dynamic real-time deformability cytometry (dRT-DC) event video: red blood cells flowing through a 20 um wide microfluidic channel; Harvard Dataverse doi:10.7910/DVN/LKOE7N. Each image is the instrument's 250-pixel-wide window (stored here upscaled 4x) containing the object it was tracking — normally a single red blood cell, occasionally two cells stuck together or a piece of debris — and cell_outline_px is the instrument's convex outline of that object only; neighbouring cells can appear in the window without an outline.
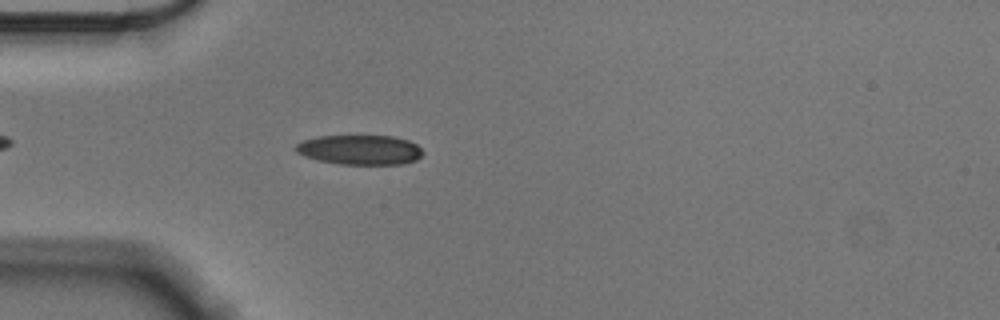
{"species": "Egyptian fruit bat (a non-hibernating species)", "species_latin": "Rousettus aegyptiacus", "temperature_condition": "cold", "stored_images_in_passage": 46, "camera_frame_rate_fps": 3000, "um_per_image_px": 0.085, "animal": {"sex": "male"}, "frame": {"image": 1, "passage_image": 6, "time_ms": 1.667, "image_size_px": [1000, 320], "cell_outline_px": [[424, 152], [416, 160], [400, 164], [340, 164], [316, 160], [304, 156], [296, 152], [296, 144], [304, 140], [316, 136], [392, 136], [408, 140], [416, 144]], "centroid_in_image_um": [30.58, 12.73], "position_along_channel_um": 54.4, "area_um2": 21.96}}
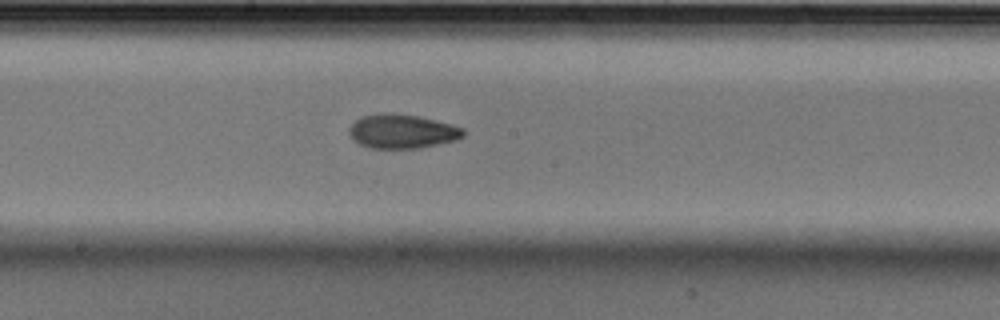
{"frame": {"image": 2, "passage_image": 20, "time_ms": 6.333, "image_size_px": [1000, 320], "cell_outline_px": [[464, 136], [456, 140], [420, 148], [372, 148], [360, 144], [352, 140], [348, 132], [348, 128], [360, 116], [384, 112], [392, 112], [420, 116], [452, 124], [464, 128]], "centroid_in_image_um": [34.17, 11.15], "position_along_channel_um": 214.0, "area_um2": 23.0}}
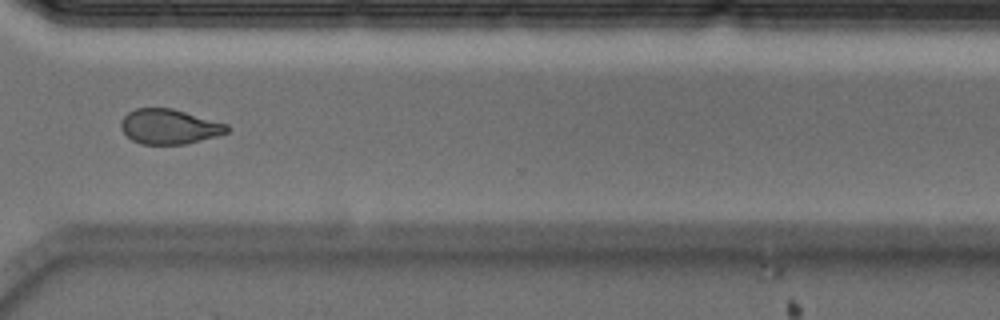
{"frame": {"image": 3, "passage_image": 32, "time_ms": 10.333, "image_size_px": [1000, 320], "cell_outline_px": [[228, 132], [216, 136], [188, 144], [140, 144], [132, 140], [120, 128], [120, 120], [128, 112], [136, 108], [172, 108], [228, 124]], "centroid_in_image_um": [14.37, 10.76], "position_along_channel_um": 356.2, "area_um2": 21.62}, "authors_computed_cell_mechanics": {"area_um2": 22.3397, "velocity_mm_per_s": 3.5643, "shape_relaxation_time_tau1_ms": 4.3913, "shape_relaxation_time_tau2_ms": 3.8833, "deformation_change_tau1": 0.1275, "deformation_change_tau2": 0.0961}}